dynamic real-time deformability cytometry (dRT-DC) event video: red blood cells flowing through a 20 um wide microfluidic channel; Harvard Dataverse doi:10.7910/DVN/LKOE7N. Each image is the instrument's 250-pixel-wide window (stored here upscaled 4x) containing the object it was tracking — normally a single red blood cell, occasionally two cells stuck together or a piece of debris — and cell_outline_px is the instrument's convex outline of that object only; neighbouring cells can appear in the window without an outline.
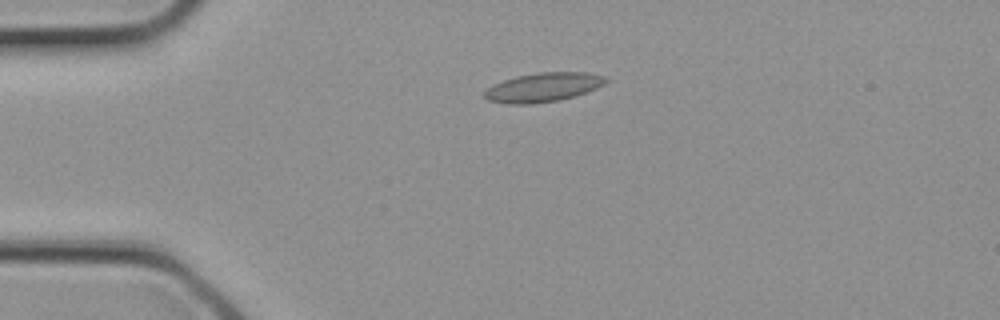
{"species": "common noctule bat (a hibernating species)", "species_latin": "Nyctalus noctula", "temperature_condition": "cold", "stored_images_in_passage": 2, "camera_frame_rate_fps": 3000, "um_per_image_px": 0.085, "animal": {"sex": "female", "body_mass_g": 21.9}, "frame": {"image": 1, "passage_image": 2, "time_ms": 0.333, "image_size_px": [1000, 320], "cell_outline_px": [[608, 80], [604, 84], [596, 88], [576, 96], [560, 100], [532, 104], [508, 104], [488, 100], [484, 96], [484, 92], [492, 84], [516, 76], [540, 72], [588, 72], [604, 76]], "centroid_in_image_um": [46.17, 7.42], "position_along_channel_um": 38.8, "area_um2": 20.63}}